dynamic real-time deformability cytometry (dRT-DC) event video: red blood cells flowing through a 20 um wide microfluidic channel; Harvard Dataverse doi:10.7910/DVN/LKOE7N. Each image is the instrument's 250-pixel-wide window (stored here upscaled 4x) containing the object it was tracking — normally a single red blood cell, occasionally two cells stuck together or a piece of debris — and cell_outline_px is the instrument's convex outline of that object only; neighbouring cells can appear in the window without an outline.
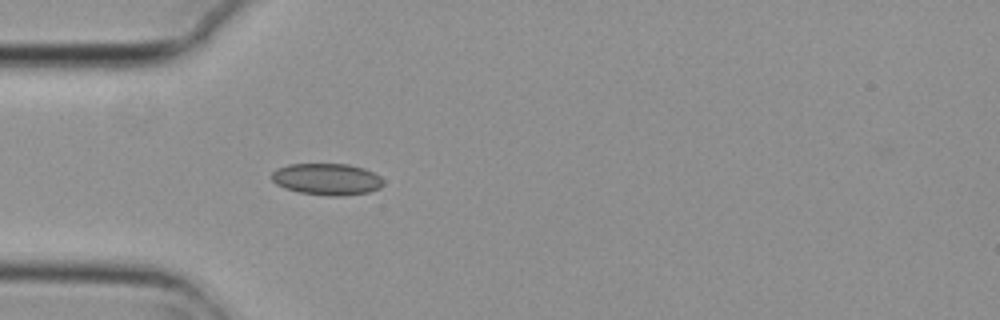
{"species": "common noctule bat (a hibernating species)", "species_latin": "Nyctalus noctula", "temperature_condition": "cold", "stored_images_in_passage": 3, "camera_frame_rate_fps": 3000, "um_per_image_px": 0.085, "animal": {"sex": "female", "body_mass_g": 29.2, "forearm_length_mm": 56.3}, "frame": {"image": 1, "passage_image": 3, "time_ms": 0.667, "image_size_px": [1000, 320], "cell_outline_px": [[384, 184], [380, 188], [368, 192], [340, 196], [328, 196], [300, 192], [284, 188], [276, 184], [272, 180], [272, 172], [276, 168], [288, 164], [348, 164], [364, 168], [380, 176], [384, 180]], "centroid_in_image_um": [27.79, 15.23], "position_along_channel_um": 57.2, "area_um2": 20.69}}